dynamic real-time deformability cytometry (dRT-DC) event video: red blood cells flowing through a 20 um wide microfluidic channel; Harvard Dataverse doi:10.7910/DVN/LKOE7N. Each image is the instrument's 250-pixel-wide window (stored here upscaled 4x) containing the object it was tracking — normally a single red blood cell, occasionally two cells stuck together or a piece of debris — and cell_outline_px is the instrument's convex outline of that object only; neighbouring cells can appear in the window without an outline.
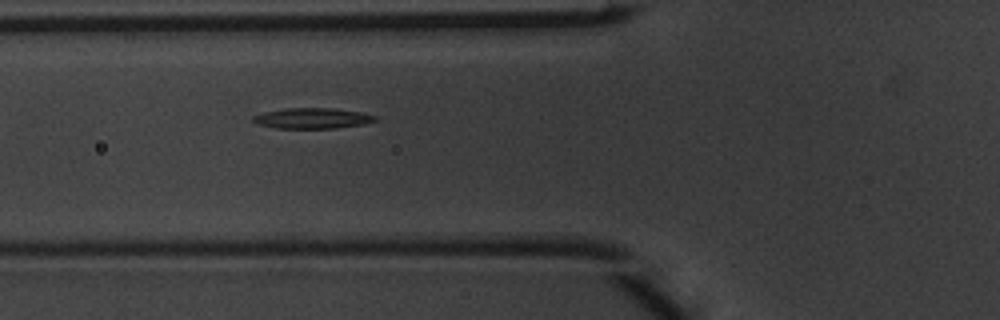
{"species": "common noctule bat (a hibernating species)", "species_latin": "Nyctalus noctula", "temperature_condition": "warm", "stored_images_in_passage": 2, "camera_frame_rate_fps": 3000, "um_per_image_px": 0.085, "animal": {"sex": "male", "body_mass_g": 20.1, "forearm_length_mm": 53.5}, "frame": {"image": 1, "passage_image": 2, "time_ms": 0.333, "image_size_px": [1000, 320], "cell_outline_px": [[376, 120], [364, 124], [336, 128], [276, 128], [256, 124], [252, 120], [252, 116], [264, 112], [284, 108], [332, 108], [360, 112], [376, 116]], "centroid_in_image_um": [26.51, 10.05], "position_along_channel_um": 99.3, "area_um2": 14.62}}